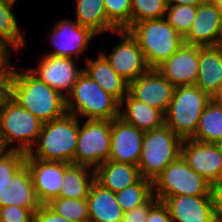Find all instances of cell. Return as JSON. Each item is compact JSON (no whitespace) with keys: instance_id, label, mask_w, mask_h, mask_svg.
I'll use <instances>...</instances> for the list:
<instances>
[{"instance_id":"cell-16","label":"cell","mask_w":222,"mask_h":222,"mask_svg":"<svg viewBox=\"0 0 222 222\" xmlns=\"http://www.w3.org/2000/svg\"><path fill=\"white\" fill-rule=\"evenodd\" d=\"M175 87L157 69H150L129 84V93L138 101L166 113Z\"/></svg>"},{"instance_id":"cell-26","label":"cell","mask_w":222,"mask_h":222,"mask_svg":"<svg viewBox=\"0 0 222 222\" xmlns=\"http://www.w3.org/2000/svg\"><path fill=\"white\" fill-rule=\"evenodd\" d=\"M91 169L88 166L70 163L64 169L59 197L86 199L90 186L95 181V170Z\"/></svg>"},{"instance_id":"cell-39","label":"cell","mask_w":222,"mask_h":222,"mask_svg":"<svg viewBox=\"0 0 222 222\" xmlns=\"http://www.w3.org/2000/svg\"><path fill=\"white\" fill-rule=\"evenodd\" d=\"M146 222H172L167 206L158 201L150 210Z\"/></svg>"},{"instance_id":"cell-43","label":"cell","mask_w":222,"mask_h":222,"mask_svg":"<svg viewBox=\"0 0 222 222\" xmlns=\"http://www.w3.org/2000/svg\"><path fill=\"white\" fill-rule=\"evenodd\" d=\"M211 101L222 107V82L219 84L216 92L211 96Z\"/></svg>"},{"instance_id":"cell-7","label":"cell","mask_w":222,"mask_h":222,"mask_svg":"<svg viewBox=\"0 0 222 222\" xmlns=\"http://www.w3.org/2000/svg\"><path fill=\"white\" fill-rule=\"evenodd\" d=\"M211 97L196 85L175 87L173 98L164 114L165 125L182 140L191 139L199 118Z\"/></svg>"},{"instance_id":"cell-46","label":"cell","mask_w":222,"mask_h":222,"mask_svg":"<svg viewBox=\"0 0 222 222\" xmlns=\"http://www.w3.org/2000/svg\"><path fill=\"white\" fill-rule=\"evenodd\" d=\"M215 144H216V146H217V148H218V150H219V153H220L221 156H222V140L219 141V142H217V143H215Z\"/></svg>"},{"instance_id":"cell-31","label":"cell","mask_w":222,"mask_h":222,"mask_svg":"<svg viewBox=\"0 0 222 222\" xmlns=\"http://www.w3.org/2000/svg\"><path fill=\"white\" fill-rule=\"evenodd\" d=\"M59 216L74 222H89L87 199L54 198L47 204Z\"/></svg>"},{"instance_id":"cell-22","label":"cell","mask_w":222,"mask_h":222,"mask_svg":"<svg viewBox=\"0 0 222 222\" xmlns=\"http://www.w3.org/2000/svg\"><path fill=\"white\" fill-rule=\"evenodd\" d=\"M123 106L125 110L121 111ZM119 117L143 132L160 128L165 124V116L161 110L138 101L130 93L120 101Z\"/></svg>"},{"instance_id":"cell-48","label":"cell","mask_w":222,"mask_h":222,"mask_svg":"<svg viewBox=\"0 0 222 222\" xmlns=\"http://www.w3.org/2000/svg\"><path fill=\"white\" fill-rule=\"evenodd\" d=\"M3 151V148H2V145H1V142H0V153Z\"/></svg>"},{"instance_id":"cell-40","label":"cell","mask_w":222,"mask_h":222,"mask_svg":"<svg viewBox=\"0 0 222 222\" xmlns=\"http://www.w3.org/2000/svg\"><path fill=\"white\" fill-rule=\"evenodd\" d=\"M215 217L217 222H222V181L212 186Z\"/></svg>"},{"instance_id":"cell-37","label":"cell","mask_w":222,"mask_h":222,"mask_svg":"<svg viewBox=\"0 0 222 222\" xmlns=\"http://www.w3.org/2000/svg\"><path fill=\"white\" fill-rule=\"evenodd\" d=\"M158 201L156 197L152 196L145 204L124 212L121 222H146L149 210Z\"/></svg>"},{"instance_id":"cell-44","label":"cell","mask_w":222,"mask_h":222,"mask_svg":"<svg viewBox=\"0 0 222 222\" xmlns=\"http://www.w3.org/2000/svg\"><path fill=\"white\" fill-rule=\"evenodd\" d=\"M6 77L7 74L3 70H0V99L1 96L6 92Z\"/></svg>"},{"instance_id":"cell-20","label":"cell","mask_w":222,"mask_h":222,"mask_svg":"<svg viewBox=\"0 0 222 222\" xmlns=\"http://www.w3.org/2000/svg\"><path fill=\"white\" fill-rule=\"evenodd\" d=\"M11 205L28 208L33 213L41 206L26 162L15 172L1 194L0 207Z\"/></svg>"},{"instance_id":"cell-25","label":"cell","mask_w":222,"mask_h":222,"mask_svg":"<svg viewBox=\"0 0 222 222\" xmlns=\"http://www.w3.org/2000/svg\"><path fill=\"white\" fill-rule=\"evenodd\" d=\"M140 178L138 166L129 163L108 160L95 169V181L114 193L135 184Z\"/></svg>"},{"instance_id":"cell-29","label":"cell","mask_w":222,"mask_h":222,"mask_svg":"<svg viewBox=\"0 0 222 222\" xmlns=\"http://www.w3.org/2000/svg\"><path fill=\"white\" fill-rule=\"evenodd\" d=\"M14 3L0 0V39L12 50H20L25 46L24 35L13 14Z\"/></svg>"},{"instance_id":"cell-10","label":"cell","mask_w":222,"mask_h":222,"mask_svg":"<svg viewBox=\"0 0 222 222\" xmlns=\"http://www.w3.org/2000/svg\"><path fill=\"white\" fill-rule=\"evenodd\" d=\"M114 34L121 36V41L113 46L109 56L101 53L117 74L130 84L150 68L137 40L128 30H117Z\"/></svg>"},{"instance_id":"cell-32","label":"cell","mask_w":222,"mask_h":222,"mask_svg":"<svg viewBox=\"0 0 222 222\" xmlns=\"http://www.w3.org/2000/svg\"><path fill=\"white\" fill-rule=\"evenodd\" d=\"M166 9L164 0H131V25L165 18Z\"/></svg>"},{"instance_id":"cell-49","label":"cell","mask_w":222,"mask_h":222,"mask_svg":"<svg viewBox=\"0 0 222 222\" xmlns=\"http://www.w3.org/2000/svg\"><path fill=\"white\" fill-rule=\"evenodd\" d=\"M219 46H220V47H221V49H222V38H221V41H220Z\"/></svg>"},{"instance_id":"cell-14","label":"cell","mask_w":222,"mask_h":222,"mask_svg":"<svg viewBox=\"0 0 222 222\" xmlns=\"http://www.w3.org/2000/svg\"><path fill=\"white\" fill-rule=\"evenodd\" d=\"M222 38V11L210 0L197 7L195 19L184 37V44L217 46Z\"/></svg>"},{"instance_id":"cell-11","label":"cell","mask_w":222,"mask_h":222,"mask_svg":"<svg viewBox=\"0 0 222 222\" xmlns=\"http://www.w3.org/2000/svg\"><path fill=\"white\" fill-rule=\"evenodd\" d=\"M76 60L78 59L52 56L47 53L41 57L39 66L28 70L39 80L66 97L78 77L84 72L83 68L78 69Z\"/></svg>"},{"instance_id":"cell-5","label":"cell","mask_w":222,"mask_h":222,"mask_svg":"<svg viewBox=\"0 0 222 222\" xmlns=\"http://www.w3.org/2000/svg\"><path fill=\"white\" fill-rule=\"evenodd\" d=\"M127 30L137 40L150 69H156L184 44V38L165 18L138 22Z\"/></svg>"},{"instance_id":"cell-27","label":"cell","mask_w":222,"mask_h":222,"mask_svg":"<svg viewBox=\"0 0 222 222\" xmlns=\"http://www.w3.org/2000/svg\"><path fill=\"white\" fill-rule=\"evenodd\" d=\"M75 20L95 34L115 32L117 29L108 21L104 0H75Z\"/></svg>"},{"instance_id":"cell-1","label":"cell","mask_w":222,"mask_h":222,"mask_svg":"<svg viewBox=\"0 0 222 222\" xmlns=\"http://www.w3.org/2000/svg\"><path fill=\"white\" fill-rule=\"evenodd\" d=\"M12 68L6 77V93L20 106L30 111L42 123L58 119L67 113L66 97L39 80L28 69Z\"/></svg>"},{"instance_id":"cell-34","label":"cell","mask_w":222,"mask_h":222,"mask_svg":"<svg viewBox=\"0 0 222 222\" xmlns=\"http://www.w3.org/2000/svg\"><path fill=\"white\" fill-rule=\"evenodd\" d=\"M108 21L117 30L131 26V0H104Z\"/></svg>"},{"instance_id":"cell-2","label":"cell","mask_w":222,"mask_h":222,"mask_svg":"<svg viewBox=\"0 0 222 222\" xmlns=\"http://www.w3.org/2000/svg\"><path fill=\"white\" fill-rule=\"evenodd\" d=\"M78 136L79 118L66 113L42 124L38 140L28 154L43 161L74 163Z\"/></svg>"},{"instance_id":"cell-30","label":"cell","mask_w":222,"mask_h":222,"mask_svg":"<svg viewBox=\"0 0 222 222\" xmlns=\"http://www.w3.org/2000/svg\"><path fill=\"white\" fill-rule=\"evenodd\" d=\"M116 200L124 212L145 204L153 196V182L140 178L135 184L115 193Z\"/></svg>"},{"instance_id":"cell-19","label":"cell","mask_w":222,"mask_h":222,"mask_svg":"<svg viewBox=\"0 0 222 222\" xmlns=\"http://www.w3.org/2000/svg\"><path fill=\"white\" fill-rule=\"evenodd\" d=\"M172 222H217L213 196L179 195L163 200Z\"/></svg>"},{"instance_id":"cell-18","label":"cell","mask_w":222,"mask_h":222,"mask_svg":"<svg viewBox=\"0 0 222 222\" xmlns=\"http://www.w3.org/2000/svg\"><path fill=\"white\" fill-rule=\"evenodd\" d=\"M144 133L120 117L111 120V151L109 160L137 166L141 156Z\"/></svg>"},{"instance_id":"cell-3","label":"cell","mask_w":222,"mask_h":222,"mask_svg":"<svg viewBox=\"0 0 222 222\" xmlns=\"http://www.w3.org/2000/svg\"><path fill=\"white\" fill-rule=\"evenodd\" d=\"M42 124L35 115L20 106L6 92L1 96L0 142L3 150L28 153L38 140ZM15 141L17 147L11 145Z\"/></svg>"},{"instance_id":"cell-24","label":"cell","mask_w":222,"mask_h":222,"mask_svg":"<svg viewBox=\"0 0 222 222\" xmlns=\"http://www.w3.org/2000/svg\"><path fill=\"white\" fill-rule=\"evenodd\" d=\"M222 82V49L217 46H199V71L195 85L210 97Z\"/></svg>"},{"instance_id":"cell-42","label":"cell","mask_w":222,"mask_h":222,"mask_svg":"<svg viewBox=\"0 0 222 222\" xmlns=\"http://www.w3.org/2000/svg\"><path fill=\"white\" fill-rule=\"evenodd\" d=\"M205 0H164L166 7H171L174 5H194L198 7Z\"/></svg>"},{"instance_id":"cell-4","label":"cell","mask_w":222,"mask_h":222,"mask_svg":"<svg viewBox=\"0 0 222 222\" xmlns=\"http://www.w3.org/2000/svg\"><path fill=\"white\" fill-rule=\"evenodd\" d=\"M66 110L86 120L111 121L119 117L120 102L83 72L66 96Z\"/></svg>"},{"instance_id":"cell-8","label":"cell","mask_w":222,"mask_h":222,"mask_svg":"<svg viewBox=\"0 0 222 222\" xmlns=\"http://www.w3.org/2000/svg\"><path fill=\"white\" fill-rule=\"evenodd\" d=\"M179 195L213 196L212 185L195 172L181 156L153 181V196L159 201Z\"/></svg>"},{"instance_id":"cell-36","label":"cell","mask_w":222,"mask_h":222,"mask_svg":"<svg viewBox=\"0 0 222 222\" xmlns=\"http://www.w3.org/2000/svg\"><path fill=\"white\" fill-rule=\"evenodd\" d=\"M0 222H34V213L19 206L0 207Z\"/></svg>"},{"instance_id":"cell-21","label":"cell","mask_w":222,"mask_h":222,"mask_svg":"<svg viewBox=\"0 0 222 222\" xmlns=\"http://www.w3.org/2000/svg\"><path fill=\"white\" fill-rule=\"evenodd\" d=\"M89 222H121L124 211L111 190L94 181L87 196Z\"/></svg>"},{"instance_id":"cell-23","label":"cell","mask_w":222,"mask_h":222,"mask_svg":"<svg viewBox=\"0 0 222 222\" xmlns=\"http://www.w3.org/2000/svg\"><path fill=\"white\" fill-rule=\"evenodd\" d=\"M83 69L104 91L119 102L129 93V83L117 74L102 53L95 60L88 58Z\"/></svg>"},{"instance_id":"cell-12","label":"cell","mask_w":222,"mask_h":222,"mask_svg":"<svg viewBox=\"0 0 222 222\" xmlns=\"http://www.w3.org/2000/svg\"><path fill=\"white\" fill-rule=\"evenodd\" d=\"M181 157L212 186L222 181V156L216 144L185 139L181 145Z\"/></svg>"},{"instance_id":"cell-45","label":"cell","mask_w":222,"mask_h":222,"mask_svg":"<svg viewBox=\"0 0 222 222\" xmlns=\"http://www.w3.org/2000/svg\"><path fill=\"white\" fill-rule=\"evenodd\" d=\"M210 1L222 11V0H210Z\"/></svg>"},{"instance_id":"cell-35","label":"cell","mask_w":222,"mask_h":222,"mask_svg":"<svg viewBox=\"0 0 222 222\" xmlns=\"http://www.w3.org/2000/svg\"><path fill=\"white\" fill-rule=\"evenodd\" d=\"M25 163V153L17 150H3L0 153V197L15 172Z\"/></svg>"},{"instance_id":"cell-38","label":"cell","mask_w":222,"mask_h":222,"mask_svg":"<svg viewBox=\"0 0 222 222\" xmlns=\"http://www.w3.org/2000/svg\"><path fill=\"white\" fill-rule=\"evenodd\" d=\"M34 222H74L59 216L47 204L41 206L34 212Z\"/></svg>"},{"instance_id":"cell-6","label":"cell","mask_w":222,"mask_h":222,"mask_svg":"<svg viewBox=\"0 0 222 222\" xmlns=\"http://www.w3.org/2000/svg\"><path fill=\"white\" fill-rule=\"evenodd\" d=\"M182 141L165 124L146 131L137 165L141 177L153 182L170 163L181 156Z\"/></svg>"},{"instance_id":"cell-28","label":"cell","mask_w":222,"mask_h":222,"mask_svg":"<svg viewBox=\"0 0 222 222\" xmlns=\"http://www.w3.org/2000/svg\"><path fill=\"white\" fill-rule=\"evenodd\" d=\"M203 143H217L222 140V107L210 101L204 108L191 138Z\"/></svg>"},{"instance_id":"cell-47","label":"cell","mask_w":222,"mask_h":222,"mask_svg":"<svg viewBox=\"0 0 222 222\" xmlns=\"http://www.w3.org/2000/svg\"><path fill=\"white\" fill-rule=\"evenodd\" d=\"M4 1H8V2H11V3H14L16 2V0H4Z\"/></svg>"},{"instance_id":"cell-41","label":"cell","mask_w":222,"mask_h":222,"mask_svg":"<svg viewBox=\"0 0 222 222\" xmlns=\"http://www.w3.org/2000/svg\"><path fill=\"white\" fill-rule=\"evenodd\" d=\"M12 49L0 39V70L6 74L11 70L10 51Z\"/></svg>"},{"instance_id":"cell-9","label":"cell","mask_w":222,"mask_h":222,"mask_svg":"<svg viewBox=\"0 0 222 222\" xmlns=\"http://www.w3.org/2000/svg\"><path fill=\"white\" fill-rule=\"evenodd\" d=\"M111 151V121L86 120L79 123V136L74 164L96 169L109 160Z\"/></svg>"},{"instance_id":"cell-15","label":"cell","mask_w":222,"mask_h":222,"mask_svg":"<svg viewBox=\"0 0 222 222\" xmlns=\"http://www.w3.org/2000/svg\"><path fill=\"white\" fill-rule=\"evenodd\" d=\"M25 162L30 174L37 199L41 204H48L59 198L64 169L70 164L66 162L43 161L25 153Z\"/></svg>"},{"instance_id":"cell-13","label":"cell","mask_w":222,"mask_h":222,"mask_svg":"<svg viewBox=\"0 0 222 222\" xmlns=\"http://www.w3.org/2000/svg\"><path fill=\"white\" fill-rule=\"evenodd\" d=\"M50 32L51 46L54 50L49 55L79 59L88 48L95 34L90 28L81 26L76 20L62 19Z\"/></svg>"},{"instance_id":"cell-17","label":"cell","mask_w":222,"mask_h":222,"mask_svg":"<svg viewBox=\"0 0 222 222\" xmlns=\"http://www.w3.org/2000/svg\"><path fill=\"white\" fill-rule=\"evenodd\" d=\"M156 69L174 87L195 85L199 71V46L183 44Z\"/></svg>"},{"instance_id":"cell-33","label":"cell","mask_w":222,"mask_h":222,"mask_svg":"<svg viewBox=\"0 0 222 222\" xmlns=\"http://www.w3.org/2000/svg\"><path fill=\"white\" fill-rule=\"evenodd\" d=\"M196 13L197 7L194 5H174L167 7L165 19L184 38L195 19Z\"/></svg>"}]
</instances>
